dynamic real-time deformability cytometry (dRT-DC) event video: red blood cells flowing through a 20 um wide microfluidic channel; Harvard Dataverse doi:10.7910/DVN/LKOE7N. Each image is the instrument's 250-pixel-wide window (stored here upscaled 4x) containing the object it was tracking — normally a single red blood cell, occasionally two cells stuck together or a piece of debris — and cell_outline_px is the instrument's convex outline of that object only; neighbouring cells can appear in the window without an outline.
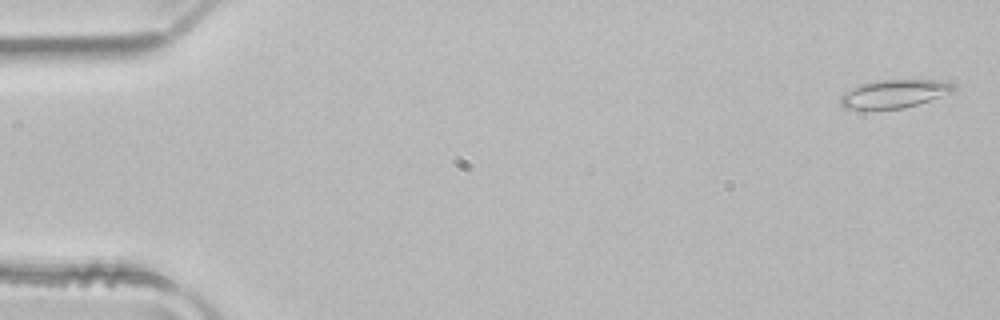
{"species": "common noctule bat (a hibernating species)", "species_latin": "Nyctalus noctula", "temperature_condition": "room temperature", "stored_images_in_passage": 51, "camera_frame_rate_fps": 3000, "um_per_image_px": 0.085, "animal": {"sex": "male", "body_mass_g": 21.5, "forearm_length_mm": 52.0}, "frame": {"image": 1, "passage_image": 2, "time_ms": 0.333, "image_size_px": [1000, 320], "cell_outline_px": [[956, 88], [952, 92], [904, 108], [844, 108], [840, 104], [840, 96], [844, 92], [860, 84], [876, 80], [940, 80], [952, 84]], "centroid_in_image_um": [75.98, 7.95], "position_along_channel_um": 9.0, "area_um2": 18.21}}
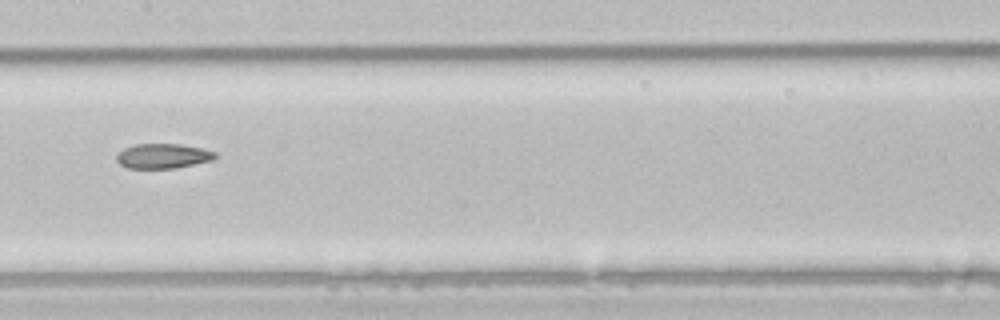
{"frame": {"image": 2, "passage_image": 26, "time_ms": 8.333, "image_size_px": [1000, 320], "cell_outline_px": [[220, 156], [212, 160], [172, 168], [128, 168], [120, 164], [116, 160], [116, 156], [124, 148], [132, 144], [180, 144], [200, 148], [216, 152]], "centroid_in_image_um": [13.85, 13.25], "position_along_channel_um": 193.6, "area_um2": 14.16}}
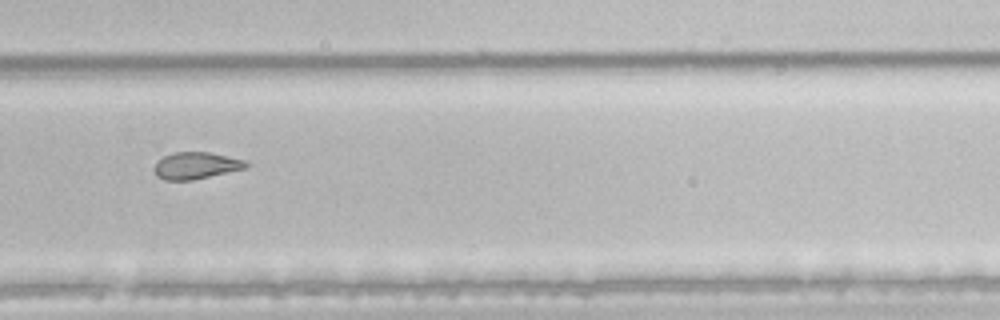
{"frame": {"image": 3, "passage_image": 35, "time_ms": 11.333, "image_size_px": [1000, 320], "cell_outline_px": [[248, 168], [192, 180], [164, 180], [156, 176], [152, 168], [156, 160], [172, 152], [208, 152], [244, 160], [248, 164]], "centroid_in_image_um": [16.6, 14.08], "position_along_channel_um": 313.2, "area_um2": 14.51}, "authors_computed_cell_mechanics": {"area_um2": 16.8198, "velocity_mm_per_s": 4.009, "shape_relaxation_time_tau1_ms": 8.9933, "shape_relaxation_time_tau2_ms": null, "deformation_change_tau1": 0.1869, "deformation_change_tau2": null}}